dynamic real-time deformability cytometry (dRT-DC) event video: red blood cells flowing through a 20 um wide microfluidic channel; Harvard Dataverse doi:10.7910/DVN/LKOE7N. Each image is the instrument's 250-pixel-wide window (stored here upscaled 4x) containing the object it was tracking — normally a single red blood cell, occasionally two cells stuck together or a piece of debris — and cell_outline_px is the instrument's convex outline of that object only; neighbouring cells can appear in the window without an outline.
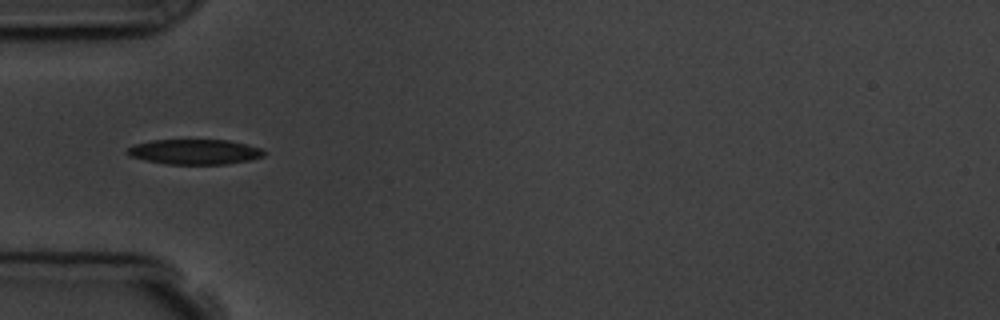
{"species": "common noctule bat (a hibernating species)", "species_latin": "Nyctalus noctula", "temperature_condition": "room temperature", "stored_images_in_passage": 10, "camera_frame_rate_fps": 3000, "um_per_image_px": 0.085, "animal": {"sex": "male", "body_mass_g": 19.5, "forearm_length_mm": 54.6}, "frame": {"image": 1, "passage_image": 4, "time_ms": 4.333, "image_size_px": [1000, 320], "cell_outline_px": [[264, 156], [248, 160], [228, 164], [164, 164], [144, 160], [128, 156], [128, 148], [136, 144], [152, 140], [228, 140], [248, 144], [260, 148], [264, 152]], "centroid_in_image_um": [16.54, 12.91], "position_along_channel_um": 68.5, "area_um2": 19.94}}
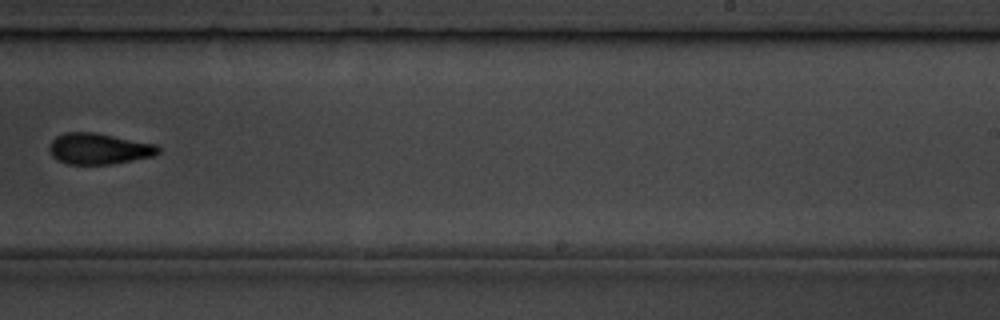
{"frame": {"image": 2, "passage_image": 9, "time_ms": 10.0, "image_size_px": [1000, 320], "cell_outline_px": [[160, 152], [156, 156], [112, 164], [68, 164], [56, 160], [52, 156], [48, 148], [52, 140], [56, 136], [64, 132], [96, 132], [156, 144], [160, 148]], "centroid_in_image_um": [8.41, 12.64], "position_along_channel_um": 280.6, "area_um2": 20.0}}